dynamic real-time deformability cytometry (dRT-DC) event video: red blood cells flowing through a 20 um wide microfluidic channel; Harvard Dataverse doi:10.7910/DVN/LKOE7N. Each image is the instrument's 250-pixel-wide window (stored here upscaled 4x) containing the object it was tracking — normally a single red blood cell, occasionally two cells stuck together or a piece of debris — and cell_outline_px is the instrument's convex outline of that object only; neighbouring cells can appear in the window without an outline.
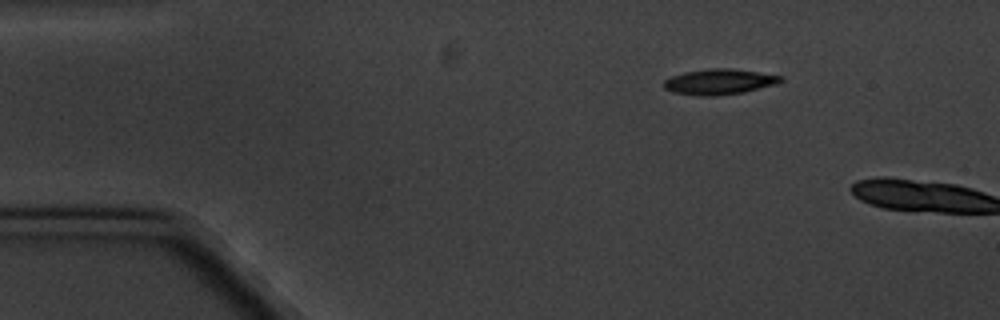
{"species": "common noctule bat (a hibernating species)", "species_latin": "Nyctalus noctula", "temperature_condition": "cold", "stored_images_in_passage": 2, "camera_frame_rate_fps": 3000, "um_per_image_px": 0.085, "animal": {"sex": "male", "body_mass_g": 20.1, "forearm_length_mm": 53.5}, "frame": {"image": 1, "passage_image": 1, "time_ms": 0.0, "image_size_px": [1000, 320], "cell_outline_px": [[784, 80], [776, 84], [744, 92], [712, 96], [700, 96], [672, 92], [664, 88], [664, 80], [672, 76], [684, 72], [708, 68], [728, 68], [784, 76]], "centroid_in_image_um": [61.13, 6.95], "position_along_channel_um": 23.9, "area_um2": 17.34}}